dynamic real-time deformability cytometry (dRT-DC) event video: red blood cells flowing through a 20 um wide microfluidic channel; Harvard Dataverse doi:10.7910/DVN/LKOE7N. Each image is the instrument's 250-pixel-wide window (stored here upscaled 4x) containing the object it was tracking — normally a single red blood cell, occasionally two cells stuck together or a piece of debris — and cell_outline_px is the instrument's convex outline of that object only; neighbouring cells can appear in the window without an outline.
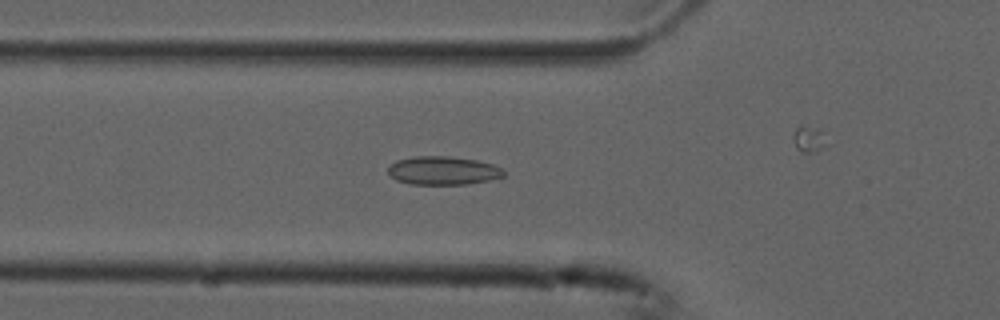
{"species": "common noctule bat (a hibernating species)", "species_latin": "Nyctalus noctula", "temperature_condition": "cold", "stored_images_in_passage": 55, "camera_frame_rate_fps": 3000, "um_per_image_px": 0.085, "animal": {"sex": "male", "forearm_length_mm": 52.5}, "frame": {"image": 1, "passage_image": 19, "time_ms": 6.0, "image_size_px": [1000, 320], "cell_outline_px": [[504, 176], [488, 180], [468, 184], [412, 184], [396, 180], [388, 172], [388, 164], [396, 160], [416, 156], [448, 156], [476, 160], [492, 164], [500, 168], [504, 172]], "centroid_in_image_um": [37.62, 14.49], "position_along_channel_um": 88.2, "area_um2": 19.07}}
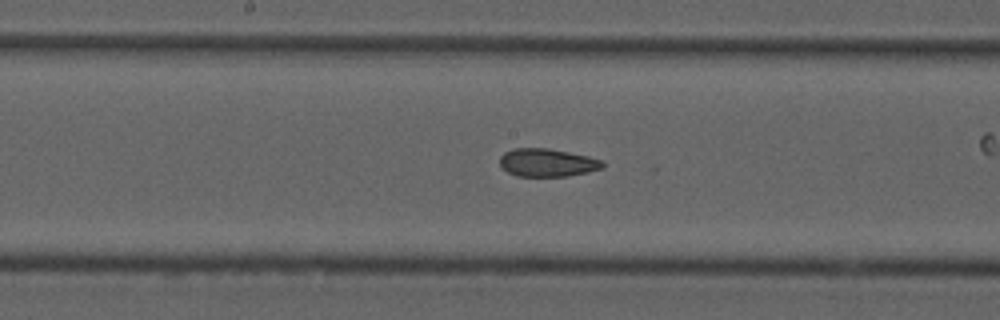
{"frame": {"image": 2, "passage_image": 28, "time_ms": 9.0, "image_size_px": [1000, 320], "cell_outline_px": [[604, 168], [588, 172], [568, 176], [516, 176], [508, 172], [500, 164], [500, 156], [504, 152], [512, 148], [548, 148], [588, 156], [604, 160]], "centroid_in_image_um": [46.54, 13.82], "position_along_channel_um": 201.7, "area_um2": 16.88}}
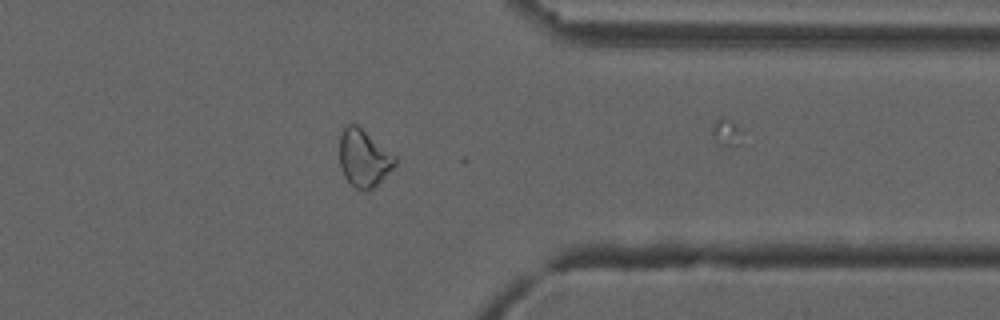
{"frame": {"image": 3, "passage_image": 43, "time_ms": 14.0, "image_size_px": [1000, 320], "cell_outline_px": [[396, 164], [372, 188], [364, 192], [356, 188], [344, 176], [340, 168], [340, 136], [344, 128], [348, 124], [356, 124], [396, 156]], "centroid_in_image_um": [30.9, 13.44], "position_along_channel_um": 380.5, "area_um2": 18.15}, "authors_computed_cell_mechanics": {"area_um2": 19.5364, "velocity_mm_per_s": 3.7566, "shape_relaxation_time_tau1_ms": 9.8082, "shape_relaxation_time_tau2_ms": 1.937, "deformation_change_tau1": 0.1966, "deformation_change_tau2": 0.0871}}